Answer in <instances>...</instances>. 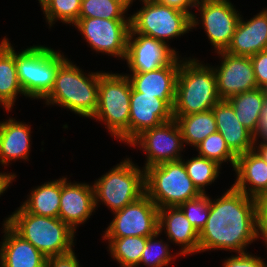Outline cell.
Here are the masks:
<instances>
[{"instance_id":"6da1fadb","label":"cell","mask_w":267,"mask_h":267,"mask_svg":"<svg viewBox=\"0 0 267 267\" xmlns=\"http://www.w3.org/2000/svg\"><path fill=\"white\" fill-rule=\"evenodd\" d=\"M257 238V199L232 186L220 198L210 199L209 216L199 233V252L223 249L243 253Z\"/></svg>"},{"instance_id":"7a4b0ae2","label":"cell","mask_w":267,"mask_h":267,"mask_svg":"<svg viewBox=\"0 0 267 267\" xmlns=\"http://www.w3.org/2000/svg\"><path fill=\"white\" fill-rule=\"evenodd\" d=\"M103 73L84 75L67 59L58 68L53 88L44 100L47 105L58 104L79 116L92 118L98 107L99 77Z\"/></svg>"},{"instance_id":"3957f363","label":"cell","mask_w":267,"mask_h":267,"mask_svg":"<svg viewBox=\"0 0 267 267\" xmlns=\"http://www.w3.org/2000/svg\"><path fill=\"white\" fill-rule=\"evenodd\" d=\"M220 100L213 67L195 58L182 59L176 81L173 115L205 112Z\"/></svg>"},{"instance_id":"277c9868","label":"cell","mask_w":267,"mask_h":267,"mask_svg":"<svg viewBox=\"0 0 267 267\" xmlns=\"http://www.w3.org/2000/svg\"><path fill=\"white\" fill-rule=\"evenodd\" d=\"M4 221L46 257L73 251L76 232L60 218L38 216L20 206Z\"/></svg>"},{"instance_id":"5b68a950","label":"cell","mask_w":267,"mask_h":267,"mask_svg":"<svg viewBox=\"0 0 267 267\" xmlns=\"http://www.w3.org/2000/svg\"><path fill=\"white\" fill-rule=\"evenodd\" d=\"M67 60L50 47L31 46L15 52V64L24 96L44 99L54 85L58 68Z\"/></svg>"},{"instance_id":"8992f818","label":"cell","mask_w":267,"mask_h":267,"mask_svg":"<svg viewBox=\"0 0 267 267\" xmlns=\"http://www.w3.org/2000/svg\"><path fill=\"white\" fill-rule=\"evenodd\" d=\"M131 83L124 74L104 72L99 77L98 107L94 119L104 122L111 135L129 144Z\"/></svg>"},{"instance_id":"52a82bcc","label":"cell","mask_w":267,"mask_h":267,"mask_svg":"<svg viewBox=\"0 0 267 267\" xmlns=\"http://www.w3.org/2000/svg\"><path fill=\"white\" fill-rule=\"evenodd\" d=\"M145 194L160 209L178 207L202 193L188 176L183 161L177 160L145 169Z\"/></svg>"},{"instance_id":"ba28073f","label":"cell","mask_w":267,"mask_h":267,"mask_svg":"<svg viewBox=\"0 0 267 267\" xmlns=\"http://www.w3.org/2000/svg\"><path fill=\"white\" fill-rule=\"evenodd\" d=\"M95 207L102 202L114 213L145 194V170L127 158L93 184Z\"/></svg>"},{"instance_id":"9c48e42d","label":"cell","mask_w":267,"mask_h":267,"mask_svg":"<svg viewBox=\"0 0 267 267\" xmlns=\"http://www.w3.org/2000/svg\"><path fill=\"white\" fill-rule=\"evenodd\" d=\"M144 6L130 16V32L140 33L167 44L166 39L183 35L192 29V17L157 0H141Z\"/></svg>"},{"instance_id":"30bf717a","label":"cell","mask_w":267,"mask_h":267,"mask_svg":"<svg viewBox=\"0 0 267 267\" xmlns=\"http://www.w3.org/2000/svg\"><path fill=\"white\" fill-rule=\"evenodd\" d=\"M73 25L92 50L125 60L130 19L79 18Z\"/></svg>"},{"instance_id":"8fae6325","label":"cell","mask_w":267,"mask_h":267,"mask_svg":"<svg viewBox=\"0 0 267 267\" xmlns=\"http://www.w3.org/2000/svg\"><path fill=\"white\" fill-rule=\"evenodd\" d=\"M113 214L103 238L149 237L159 231V208L146 194Z\"/></svg>"},{"instance_id":"7c38bea8","label":"cell","mask_w":267,"mask_h":267,"mask_svg":"<svg viewBox=\"0 0 267 267\" xmlns=\"http://www.w3.org/2000/svg\"><path fill=\"white\" fill-rule=\"evenodd\" d=\"M129 145L141 147L146 152L143 169L165 162L182 159L180 151L184 148L182 133L173 118L159 126L143 131Z\"/></svg>"},{"instance_id":"4fadbf2b","label":"cell","mask_w":267,"mask_h":267,"mask_svg":"<svg viewBox=\"0 0 267 267\" xmlns=\"http://www.w3.org/2000/svg\"><path fill=\"white\" fill-rule=\"evenodd\" d=\"M221 55L220 66L214 68L217 93L221 100H228L239 93L258 88L250 57L217 52Z\"/></svg>"},{"instance_id":"5bb4252c","label":"cell","mask_w":267,"mask_h":267,"mask_svg":"<svg viewBox=\"0 0 267 267\" xmlns=\"http://www.w3.org/2000/svg\"><path fill=\"white\" fill-rule=\"evenodd\" d=\"M195 7L200 11L208 40L216 52L225 51L235 33L241 17L240 13H237L238 11L229 0H213L200 3Z\"/></svg>"},{"instance_id":"9a60e30c","label":"cell","mask_w":267,"mask_h":267,"mask_svg":"<svg viewBox=\"0 0 267 267\" xmlns=\"http://www.w3.org/2000/svg\"><path fill=\"white\" fill-rule=\"evenodd\" d=\"M177 53L168 44L153 37L129 33L125 60L130 72H149L168 65Z\"/></svg>"},{"instance_id":"2e32d148","label":"cell","mask_w":267,"mask_h":267,"mask_svg":"<svg viewBox=\"0 0 267 267\" xmlns=\"http://www.w3.org/2000/svg\"><path fill=\"white\" fill-rule=\"evenodd\" d=\"M173 109L156 95H144L131 87L129 144L143 131L172 120Z\"/></svg>"},{"instance_id":"e0dca14e","label":"cell","mask_w":267,"mask_h":267,"mask_svg":"<svg viewBox=\"0 0 267 267\" xmlns=\"http://www.w3.org/2000/svg\"><path fill=\"white\" fill-rule=\"evenodd\" d=\"M96 209L93 185L67 182L61 178L59 218L74 231L85 223Z\"/></svg>"},{"instance_id":"ac0fdd59","label":"cell","mask_w":267,"mask_h":267,"mask_svg":"<svg viewBox=\"0 0 267 267\" xmlns=\"http://www.w3.org/2000/svg\"><path fill=\"white\" fill-rule=\"evenodd\" d=\"M178 55L166 66L149 72H131L126 75L131 87L144 95H156L164 100L172 109L175 102L176 81L180 68Z\"/></svg>"},{"instance_id":"d6986e66","label":"cell","mask_w":267,"mask_h":267,"mask_svg":"<svg viewBox=\"0 0 267 267\" xmlns=\"http://www.w3.org/2000/svg\"><path fill=\"white\" fill-rule=\"evenodd\" d=\"M264 50H267V9L260 11L248 21H244L240 17L232 40L225 52L251 57Z\"/></svg>"},{"instance_id":"ffe728a7","label":"cell","mask_w":267,"mask_h":267,"mask_svg":"<svg viewBox=\"0 0 267 267\" xmlns=\"http://www.w3.org/2000/svg\"><path fill=\"white\" fill-rule=\"evenodd\" d=\"M234 170V189L255 199L267 196V164L254 149L237 156Z\"/></svg>"},{"instance_id":"44dd1931","label":"cell","mask_w":267,"mask_h":267,"mask_svg":"<svg viewBox=\"0 0 267 267\" xmlns=\"http://www.w3.org/2000/svg\"><path fill=\"white\" fill-rule=\"evenodd\" d=\"M212 111L217 132L222 135L227 146L236 156L253 150L254 136L236 118L234 108L228 100H220Z\"/></svg>"},{"instance_id":"7402d4cb","label":"cell","mask_w":267,"mask_h":267,"mask_svg":"<svg viewBox=\"0 0 267 267\" xmlns=\"http://www.w3.org/2000/svg\"><path fill=\"white\" fill-rule=\"evenodd\" d=\"M158 227L160 233L166 228L164 233L168 240L182 245V250L176 254L184 256L199 252V233L179 206L160 208Z\"/></svg>"},{"instance_id":"603a6c76","label":"cell","mask_w":267,"mask_h":267,"mask_svg":"<svg viewBox=\"0 0 267 267\" xmlns=\"http://www.w3.org/2000/svg\"><path fill=\"white\" fill-rule=\"evenodd\" d=\"M0 267H46L47 257L18 235L5 221Z\"/></svg>"},{"instance_id":"cb8c5ba5","label":"cell","mask_w":267,"mask_h":267,"mask_svg":"<svg viewBox=\"0 0 267 267\" xmlns=\"http://www.w3.org/2000/svg\"><path fill=\"white\" fill-rule=\"evenodd\" d=\"M30 133V126L15 119L0 122V163L3 166L17 159L28 160Z\"/></svg>"},{"instance_id":"d4e9b609","label":"cell","mask_w":267,"mask_h":267,"mask_svg":"<svg viewBox=\"0 0 267 267\" xmlns=\"http://www.w3.org/2000/svg\"><path fill=\"white\" fill-rule=\"evenodd\" d=\"M18 94L24 95L15 64V50L4 37L0 43V104L10 111Z\"/></svg>"},{"instance_id":"484cf974","label":"cell","mask_w":267,"mask_h":267,"mask_svg":"<svg viewBox=\"0 0 267 267\" xmlns=\"http://www.w3.org/2000/svg\"><path fill=\"white\" fill-rule=\"evenodd\" d=\"M60 196L61 178L32 189L31 194L21 207L38 216L59 218Z\"/></svg>"},{"instance_id":"4316f807","label":"cell","mask_w":267,"mask_h":267,"mask_svg":"<svg viewBox=\"0 0 267 267\" xmlns=\"http://www.w3.org/2000/svg\"><path fill=\"white\" fill-rule=\"evenodd\" d=\"M182 133L183 143L196 147L210 134L217 132L216 120L211 110L188 115H173Z\"/></svg>"},{"instance_id":"83f0119b","label":"cell","mask_w":267,"mask_h":267,"mask_svg":"<svg viewBox=\"0 0 267 267\" xmlns=\"http://www.w3.org/2000/svg\"><path fill=\"white\" fill-rule=\"evenodd\" d=\"M228 101L234 108L236 118L254 135L259 124L262 106L265 101L261 89L257 88L249 92L239 93L230 97Z\"/></svg>"},{"instance_id":"f1b7e54d","label":"cell","mask_w":267,"mask_h":267,"mask_svg":"<svg viewBox=\"0 0 267 267\" xmlns=\"http://www.w3.org/2000/svg\"><path fill=\"white\" fill-rule=\"evenodd\" d=\"M109 242V251L120 267H139L147 237L127 236L123 238H103Z\"/></svg>"},{"instance_id":"f546056e","label":"cell","mask_w":267,"mask_h":267,"mask_svg":"<svg viewBox=\"0 0 267 267\" xmlns=\"http://www.w3.org/2000/svg\"><path fill=\"white\" fill-rule=\"evenodd\" d=\"M181 160L193 184L202 194H205V186L212 184L218 178L221 165L200 156L193 157L186 162L183 159Z\"/></svg>"},{"instance_id":"4dcf8cb0","label":"cell","mask_w":267,"mask_h":267,"mask_svg":"<svg viewBox=\"0 0 267 267\" xmlns=\"http://www.w3.org/2000/svg\"><path fill=\"white\" fill-rule=\"evenodd\" d=\"M127 10L121 0H82L79 18L130 19Z\"/></svg>"},{"instance_id":"1f68e13d","label":"cell","mask_w":267,"mask_h":267,"mask_svg":"<svg viewBox=\"0 0 267 267\" xmlns=\"http://www.w3.org/2000/svg\"><path fill=\"white\" fill-rule=\"evenodd\" d=\"M195 148L199 151L200 157L213 160L219 165L230 161L232 167L235 166L237 156L230 150L219 132L210 134Z\"/></svg>"},{"instance_id":"d6a6232c","label":"cell","mask_w":267,"mask_h":267,"mask_svg":"<svg viewBox=\"0 0 267 267\" xmlns=\"http://www.w3.org/2000/svg\"><path fill=\"white\" fill-rule=\"evenodd\" d=\"M82 0H51L44 8L46 21L49 27L54 24V21L72 25L79 19Z\"/></svg>"},{"instance_id":"836d02e7","label":"cell","mask_w":267,"mask_h":267,"mask_svg":"<svg viewBox=\"0 0 267 267\" xmlns=\"http://www.w3.org/2000/svg\"><path fill=\"white\" fill-rule=\"evenodd\" d=\"M160 231L154 235L147 237V243L143 250L140 264L143 263L148 267H164L168 266L169 262L173 258L171 256L169 245L161 241L156 240Z\"/></svg>"},{"instance_id":"e575fe53","label":"cell","mask_w":267,"mask_h":267,"mask_svg":"<svg viewBox=\"0 0 267 267\" xmlns=\"http://www.w3.org/2000/svg\"><path fill=\"white\" fill-rule=\"evenodd\" d=\"M186 218L198 233L205 227L210 210V198L205 194H201L195 199L188 200L180 206Z\"/></svg>"},{"instance_id":"d590c367","label":"cell","mask_w":267,"mask_h":267,"mask_svg":"<svg viewBox=\"0 0 267 267\" xmlns=\"http://www.w3.org/2000/svg\"><path fill=\"white\" fill-rule=\"evenodd\" d=\"M230 257L225 259L223 267H267L261 257L253 256L246 252Z\"/></svg>"},{"instance_id":"8d00e7d4","label":"cell","mask_w":267,"mask_h":267,"mask_svg":"<svg viewBox=\"0 0 267 267\" xmlns=\"http://www.w3.org/2000/svg\"><path fill=\"white\" fill-rule=\"evenodd\" d=\"M257 86L260 88L267 83V50L260 51L250 57Z\"/></svg>"},{"instance_id":"74e56055","label":"cell","mask_w":267,"mask_h":267,"mask_svg":"<svg viewBox=\"0 0 267 267\" xmlns=\"http://www.w3.org/2000/svg\"><path fill=\"white\" fill-rule=\"evenodd\" d=\"M46 267H80L74 250L63 255L47 257Z\"/></svg>"},{"instance_id":"f35d334b","label":"cell","mask_w":267,"mask_h":267,"mask_svg":"<svg viewBox=\"0 0 267 267\" xmlns=\"http://www.w3.org/2000/svg\"><path fill=\"white\" fill-rule=\"evenodd\" d=\"M258 206V236L264 238L267 245V196L257 199Z\"/></svg>"},{"instance_id":"ab89813d","label":"cell","mask_w":267,"mask_h":267,"mask_svg":"<svg viewBox=\"0 0 267 267\" xmlns=\"http://www.w3.org/2000/svg\"><path fill=\"white\" fill-rule=\"evenodd\" d=\"M163 5L179 9L185 13H188L192 17V29L195 28L200 20H197L196 15L189 11V8H194L195 5L190 0H157Z\"/></svg>"},{"instance_id":"60d3db41","label":"cell","mask_w":267,"mask_h":267,"mask_svg":"<svg viewBox=\"0 0 267 267\" xmlns=\"http://www.w3.org/2000/svg\"><path fill=\"white\" fill-rule=\"evenodd\" d=\"M253 136L254 142H257L259 137L263 140L262 142H267V100L264 101L262 106L259 124Z\"/></svg>"},{"instance_id":"b9f144b4","label":"cell","mask_w":267,"mask_h":267,"mask_svg":"<svg viewBox=\"0 0 267 267\" xmlns=\"http://www.w3.org/2000/svg\"><path fill=\"white\" fill-rule=\"evenodd\" d=\"M15 177L16 175L12 173H0V195H2L6 191Z\"/></svg>"},{"instance_id":"7bdbcfd3","label":"cell","mask_w":267,"mask_h":267,"mask_svg":"<svg viewBox=\"0 0 267 267\" xmlns=\"http://www.w3.org/2000/svg\"><path fill=\"white\" fill-rule=\"evenodd\" d=\"M256 145V146H255ZM257 142L254 143L253 149L259 154V156L265 161L267 164V142H261L259 146H257Z\"/></svg>"},{"instance_id":"ee69618b","label":"cell","mask_w":267,"mask_h":267,"mask_svg":"<svg viewBox=\"0 0 267 267\" xmlns=\"http://www.w3.org/2000/svg\"><path fill=\"white\" fill-rule=\"evenodd\" d=\"M260 89L265 97V100H267V83L261 86Z\"/></svg>"},{"instance_id":"f6af8a7d","label":"cell","mask_w":267,"mask_h":267,"mask_svg":"<svg viewBox=\"0 0 267 267\" xmlns=\"http://www.w3.org/2000/svg\"><path fill=\"white\" fill-rule=\"evenodd\" d=\"M195 6L200 4V3H204V2H210L213 0H190Z\"/></svg>"},{"instance_id":"bcb514c9","label":"cell","mask_w":267,"mask_h":267,"mask_svg":"<svg viewBox=\"0 0 267 267\" xmlns=\"http://www.w3.org/2000/svg\"><path fill=\"white\" fill-rule=\"evenodd\" d=\"M41 8L43 9L51 0H38Z\"/></svg>"},{"instance_id":"7dc6e473","label":"cell","mask_w":267,"mask_h":267,"mask_svg":"<svg viewBox=\"0 0 267 267\" xmlns=\"http://www.w3.org/2000/svg\"><path fill=\"white\" fill-rule=\"evenodd\" d=\"M121 1H123L129 8H130V5L133 2V0H121Z\"/></svg>"}]
</instances>
